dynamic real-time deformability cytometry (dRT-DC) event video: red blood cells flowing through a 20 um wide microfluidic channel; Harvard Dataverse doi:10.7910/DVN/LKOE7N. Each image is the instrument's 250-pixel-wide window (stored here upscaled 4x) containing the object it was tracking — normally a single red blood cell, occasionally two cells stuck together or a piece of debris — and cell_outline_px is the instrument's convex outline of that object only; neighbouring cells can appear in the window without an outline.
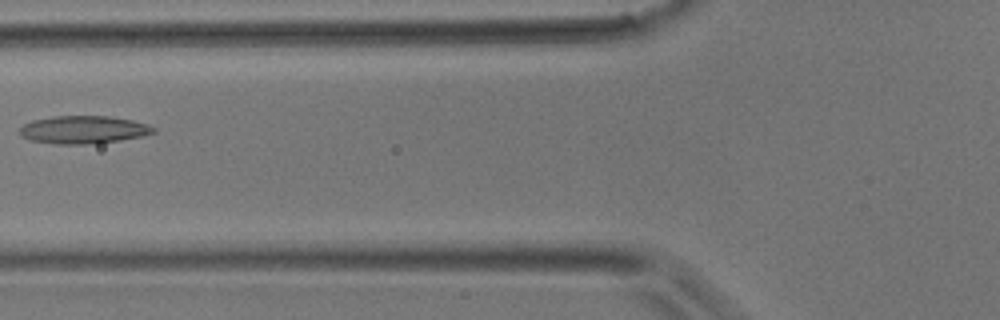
{"species": "common noctule bat (a hibernating species)", "species_latin": "Nyctalus noctula", "temperature_condition": "room temperature", "stored_images_in_passage": 3, "camera_frame_rate_fps": 3000, "um_per_image_px": 0.085, "animal": {"sex": "male", "body_mass_g": 17.9}, "frame": {"image": 1, "passage_image": 3, "time_ms": 0.667, "image_size_px": [1000, 320], "cell_outline_px": [[156, 132], [144, 136], [96, 144], [56, 144], [28, 140], [20, 136], [20, 128], [24, 124], [32, 120], [52, 116], [108, 116], [132, 120], [156, 128]], "centroid_in_image_um": [7.07, 11.03], "position_along_channel_um": 118.7, "area_um2": 21.85}}